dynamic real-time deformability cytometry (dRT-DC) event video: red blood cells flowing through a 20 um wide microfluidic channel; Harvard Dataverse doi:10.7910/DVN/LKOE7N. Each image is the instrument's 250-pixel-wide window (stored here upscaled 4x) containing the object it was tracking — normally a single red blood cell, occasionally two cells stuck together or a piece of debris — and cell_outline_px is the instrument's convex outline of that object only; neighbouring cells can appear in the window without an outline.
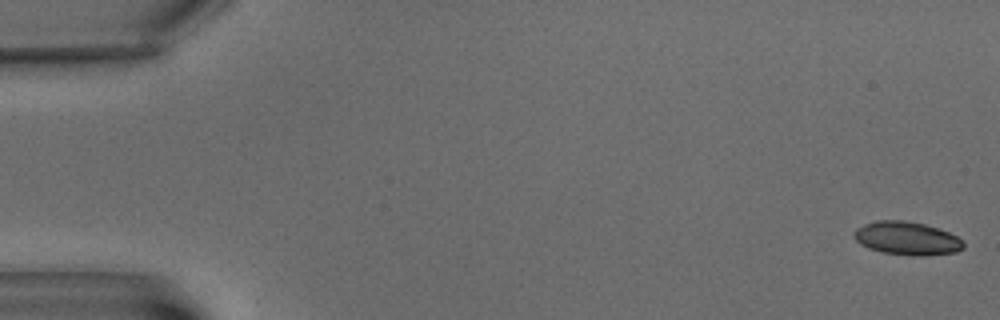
{"species": "common noctule bat (a hibernating species)", "species_latin": "Nyctalus noctula", "temperature_condition": "warm", "stored_images_in_passage": 4, "camera_frame_rate_fps": 3000, "um_per_image_px": 0.085, "animal": {"sex": "male", "body_mass_g": 15.6}, "frame": {"image": 1, "passage_image": 1, "time_ms": 0.0, "image_size_px": [1000, 320], "cell_outline_px": [[964, 248], [956, 252], [924, 256], [920, 256], [884, 252], [868, 248], [860, 244], [852, 236], [856, 228], [864, 224], [876, 220], [904, 220], [924, 224], [940, 228], [956, 236], [964, 244]], "centroid_in_image_um": [77.07, 20.25], "position_along_channel_um": 7.9, "area_um2": 21.21}}